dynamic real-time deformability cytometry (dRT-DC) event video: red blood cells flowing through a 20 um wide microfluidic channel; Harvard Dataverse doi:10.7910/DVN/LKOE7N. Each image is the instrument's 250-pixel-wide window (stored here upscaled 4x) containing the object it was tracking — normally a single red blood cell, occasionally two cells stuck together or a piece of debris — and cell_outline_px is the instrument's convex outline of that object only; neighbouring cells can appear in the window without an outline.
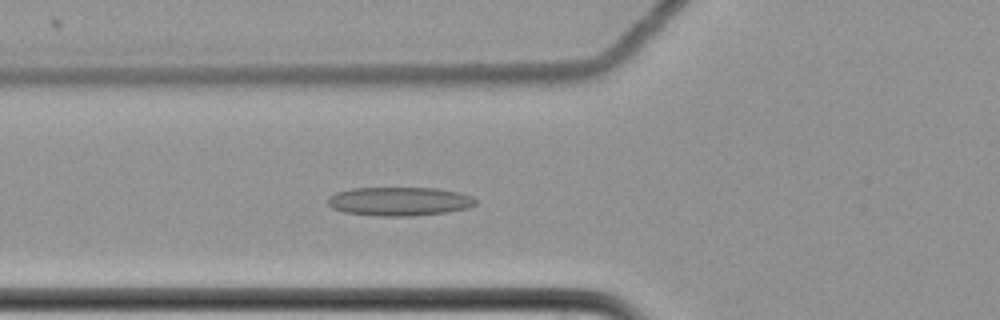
{"species": "common noctule bat (a hibernating species)", "species_latin": "Nyctalus noctula", "temperature_condition": "cold", "stored_images_in_passage": 62, "camera_frame_rate_fps": 3000, "um_per_image_px": 0.085, "animal": {"sex": "female", "body_mass_g": 22.7, "forearm_length_mm": 54.2}, "frame": {"image": 1, "passage_image": 25, "time_ms": 8.0, "image_size_px": [1000, 320], "cell_outline_px": [[476, 204], [468, 208], [448, 212], [412, 216], [376, 216], [344, 212], [332, 208], [328, 204], [328, 196], [336, 192], [352, 188], [436, 188], [460, 192], [472, 196], [476, 200]], "centroid_in_image_um": [33.95, 17.12], "position_along_channel_um": 91.9, "area_um2": 24.97}}
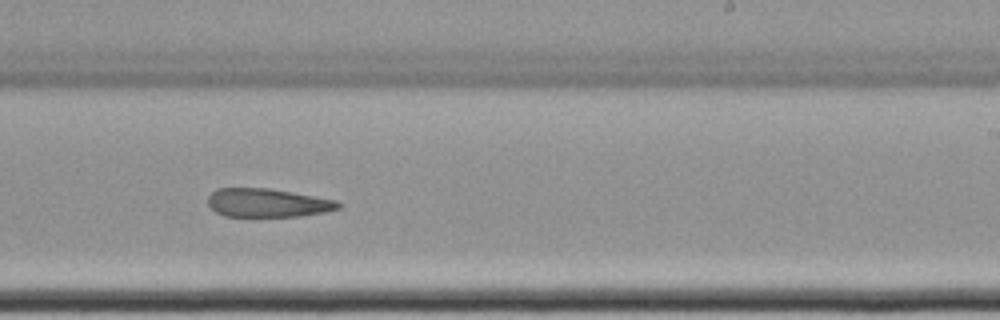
{"frame": {"image": 2, "passage_image": 40, "time_ms": 13.0, "image_size_px": [1000, 320], "cell_outline_px": [[340, 208], [324, 212], [300, 216], [224, 216], [216, 212], [208, 204], [208, 196], [216, 188], [268, 188], [336, 200], [340, 204]], "centroid_in_image_um": [22.71, 17.24], "position_along_channel_um": 266.3, "area_um2": 21.5}}
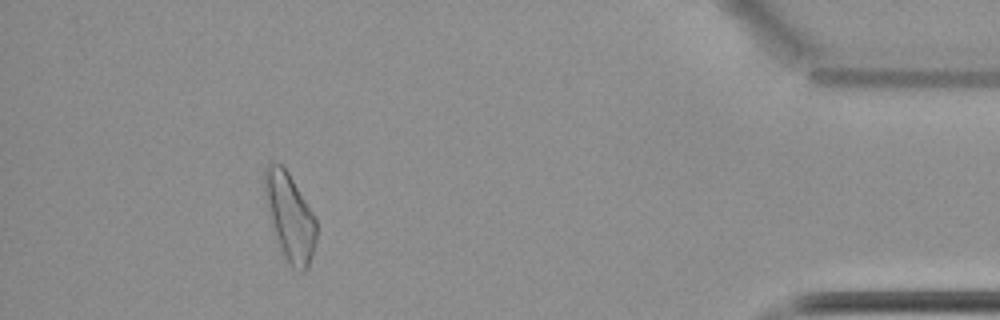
{"frame": {"image": 3, "passage_image": 57, "time_ms": 18.667, "image_size_px": [1000, 320], "cell_outline_px": [[316, 240], [312, 256], [308, 268], [304, 272], [300, 272], [292, 268], [280, 252], [272, 232], [264, 196], [264, 172], [268, 164], [280, 164], [288, 172], [316, 216]], "centroid_in_image_um": [24.62, 18.5], "position_along_channel_um": 410.6, "area_um2": 26.88}}